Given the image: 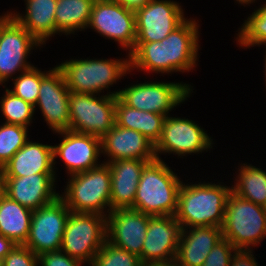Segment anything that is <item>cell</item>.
<instances>
[{
	"label": "cell",
	"instance_id": "7402d4cb",
	"mask_svg": "<svg viewBox=\"0 0 266 266\" xmlns=\"http://www.w3.org/2000/svg\"><path fill=\"white\" fill-rule=\"evenodd\" d=\"M222 238V228L219 227L182 229L174 262L178 266H202L207 255Z\"/></svg>",
	"mask_w": 266,
	"mask_h": 266
},
{
	"label": "cell",
	"instance_id": "7c38bea8",
	"mask_svg": "<svg viewBox=\"0 0 266 266\" xmlns=\"http://www.w3.org/2000/svg\"><path fill=\"white\" fill-rule=\"evenodd\" d=\"M213 140L207 132L188 118L165 117L160 139L154 145L156 159L163 160L161 154H175L178 157L200 154L210 150ZM160 154V155H159Z\"/></svg>",
	"mask_w": 266,
	"mask_h": 266
},
{
	"label": "cell",
	"instance_id": "f546056e",
	"mask_svg": "<svg viewBox=\"0 0 266 266\" xmlns=\"http://www.w3.org/2000/svg\"><path fill=\"white\" fill-rule=\"evenodd\" d=\"M5 94L1 97L0 109L5 117V123L29 127L34 118V106L14 95L6 86Z\"/></svg>",
	"mask_w": 266,
	"mask_h": 266
},
{
	"label": "cell",
	"instance_id": "f1b7e54d",
	"mask_svg": "<svg viewBox=\"0 0 266 266\" xmlns=\"http://www.w3.org/2000/svg\"><path fill=\"white\" fill-rule=\"evenodd\" d=\"M236 42L239 46L250 48L266 46V2L254 10L247 20L238 28Z\"/></svg>",
	"mask_w": 266,
	"mask_h": 266
},
{
	"label": "cell",
	"instance_id": "484cf974",
	"mask_svg": "<svg viewBox=\"0 0 266 266\" xmlns=\"http://www.w3.org/2000/svg\"><path fill=\"white\" fill-rule=\"evenodd\" d=\"M33 210L0 193V233L17 245H24L30 231Z\"/></svg>",
	"mask_w": 266,
	"mask_h": 266
},
{
	"label": "cell",
	"instance_id": "83f0119b",
	"mask_svg": "<svg viewBox=\"0 0 266 266\" xmlns=\"http://www.w3.org/2000/svg\"><path fill=\"white\" fill-rule=\"evenodd\" d=\"M232 185V192L255 204L266 203V172L252 164L241 163Z\"/></svg>",
	"mask_w": 266,
	"mask_h": 266
},
{
	"label": "cell",
	"instance_id": "7bdbcfd3",
	"mask_svg": "<svg viewBox=\"0 0 266 266\" xmlns=\"http://www.w3.org/2000/svg\"><path fill=\"white\" fill-rule=\"evenodd\" d=\"M265 53H266V50H265ZM265 56V58H264V62H265V64H264V67H265V70L263 71L264 72V76H265V78H266V54L264 55ZM265 83H266V79H265ZM266 86V85H265ZM266 88V87H265Z\"/></svg>",
	"mask_w": 266,
	"mask_h": 266
},
{
	"label": "cell",
	"instance_id": "8fae6325",
	"mask_svg": "<svg viewBox=\"0 0 266 266\" xmlns=\"http://www.w3.org/2000/svg\"><path fill=\"white\" fill-rule=\"evenodd\" d=\"M87 28L119 43L120 48L129 51L128 54L134 50L135 12L115 0H95Z\"/></svg>",
	"mask_w": 266,
	"mask_h": 266
},
{
	"label": "cell",
	"instance_id": "7a4b0ae2",
	"mask_svg": "<svg viewBox=\"0 0 266 266\" xmlns=\"http://www.w3.org/2000/svg\"><path fill=\"white\" fill-rule=\"evenodd\" d=\"M220 183L200 181L197 184H186L182 181L174 215L182 229L201 226L222 227L232 187Z\"/></svg>",
	"mask_w": 266,
	"mask_h": 266
},
{
	"label": "cell",
	"instance_id": "603a6c76",
	"mask_svg": "<svg viewBox=\"0 0 266 266\" xmlns=\"http://www.w3.org/2000/svg\"><path fill=\"white\" fill-rule=\"evenodd\" d=\"M33 174H56L53 146L30 139L3 167V177H23Z\"/></svg>",
	"mask_w": 266,
	"mask_h": 266
},
{
	"label": "cell",
	"instance_id": "e575fe53",
	"mask_svg": "<svg viewBox=\"0 0 266 266\" xmlns=\"http://www.w3.org/2000/svg\"><path fill=\"white\" fill-rule=\"evenodd\" d=\"M0 266H38V256L25 245H15Z\"/></svg>",
	"mask_w": 266,
	"mask_h": 266
},
{
	"label": "cell",
	"instance_id": "d590c367",
	"mask_svg": "<svg viewBox=\"0 0 266 266\" xmlns=\"http://www.w3.org/2000/svg\"><path fill=\"white\" fill-rule=\"evenodd\" d=\"M83 262L72 258L63 251L42 253L38 256V266H82Z\"/></svg>",
	"mask_w": 266,
	"mask_h": 266
},
{
	"label": "cell",
	"instance_id": "9c48e42d",
	"mask_svg": "<svg viewBox=\"0 0 266 266\" xmlns=\"http://www.w3.org/2000/svg\"><path fill=\"white\" fill-rule=\"evenodd\" d=\"M192 88L184 82L147 81L119 90L118 97L129 107L166 117L170 115V111L190 97L193 93Z\"/></svg>",
	"mask_w": 266,
	"mask_h": 266
},
{
	"label": "cell",
	"instance_id": "d6a6232c",
	"mask_svg": "<svg viewBox=\"0 0 266 266\" xmlns=\"http://www.w3.org/2000/svg\"><path fill=\"white\" fill-rule=\"evenodd\" d=\"M90 266H144L138 256L114 246L108 241L95 255Z\"/></svg>",
	"mask_w": 266,
	"mask_h": 266
},
{
	"label": "cell",
	"instance_id": "ab89813d",
	"mask_svg": "<svg viewBox=\"0 0 266 266\" xmlns=\"http://www.w3.org/2000/svg\"><path fill=\"white\" fill-rule=\"evenodd\" d=\"M236 1H237V3H239L241 5H244V7H245V5H249L251 3H255L256 0H236Z\"/></svg>",
	"mask_w": 266,
	"mask_h": 266
},
{
	"label": "cell",
	"instance_id": "f35d334b",
	"mask_svg": "<svg viewBox=\"0 0 266 266\" xmlns=\"http://www.w3.org/2000/svg\"><path fill=\"white\" fill-rule=\"evenodd\" d=\"M115 1L120 3L125 8L135 11L138 8L144 6L150 0H115Z\"/></svg>",
	"mask_w": 266,
	"mask_h": 266
},
{
	"label": "cell",
	"instance_id": "2e32d148",
	"mask_svg": "<svg viewBox=\"0 0 266 266\" xmlns=\"http://www.w3.org/2000/svg\"><path fill=\"white\" fill-rule=\"evenodd\" d=\"M70 90L62 72L53 67L41 80L39 96L34 106L40 109L43 118L53 133L70 130Z\"/></svg>",
	"mask_w": 266,
	"mask_h": 266
},
{
	"label": "cell",
	"instance_id": "44dd1931",
	"mask_svg": "<svg viewBox=\"0 0 266 266\" xmlns=\"http://www.w3.org/2000/svg\"><path fill=\"white\" fill-rule=\"evenodd\" d=\"M148 160H116L106 163L111 172V211L132 208L137 187Z\"/></svg>",
	"mask_w": 266,
	"mask_h": 266
},
{
	"label": "cell",
	"instance_id": "ac0fdd59",
	"mask_svg": "<svg viewBox=\"0 0 266 266\" xmlns=\"http://www.w3.org/2000/svg\"><path fill=\"white\" fill-rule=\"evenodd\" d=\"M150 215L132 208L112 210L106 216V241L141 260Z\"/></svg>",
	"mask_w": 266,
	"mask_h": 266
},
{
	"label": "cell",
	"instance_id": "30bf717a",
	"mask_svg": "<svg viewBox=\"0 0 266 266\" xmlns=\"http://www.w3.org/2000/svg\"><path fill=\"white\" fill-rule=\"evenodd\" d=\"M42 44L8 13L0 17V85L34 65L27 59Z\"/></svg>",
	"mask_w": 266,
	"mask_h": 266
},
{
	"label": "cell",
	"instance_id": "5b68a950",
	"mask_svg": "<svg viewBox=\"0 0 266 266\" xmlns=\"http://www.w3.org/2000/svg\"><path fill=\"white\" fill-rule=\"evenodd\" d=\"M69 177L59 197L71 212L103 216L111 212V172L106 163Z\"/></svg>",
	"mask_w": 266,
	"mask_h": 266
},
{
	"label": "cell",
	"instance_id": "6da1fadb",
	"mask_svg": "<svg viewBox=\"0 0 266 266\" xmlns=\"http://www.w3.org/2000/svg\"><path fill=\"white\" fill-rule=\"evenodd\" d=\"M199 22L186 19L160 42H135L130 55V72L172 74L190 72L197 66Z\"/></svg>",
	"mask_w": 266,
	"mask_h": 266
},
{
	"label": "cell",
	"instance_id": "cb8c5ba5",
	"mask_svg": "<svg viewBox=\"0 0 266 266\" xmlns=\"http://www.w3.org/2000/svg\"><path fill=\"white\" fill-rule=\"evenodd\" d=\"M25 14L17 12L7 13L42 45L59 32L56 30L55 9L57 0H24Z\"/></svg>",
	"mask_w": 266,
	"mask_h": 266
},
{
	"label": "cell",
	"instance_id": "8992f818",
	"mask_svg": "<svg viewBox=\"0 0 266 266\" xmlns=\"http://www.w3.org/2000/svg\"><path fill=\"white\" fill-rule=\"evenodd\" d=\"M221 228L223 238L236 249L251 250L266 239V212L263 206L231 192Z\"/></svg>",
	"mask_w": 266,
	"mask_h": 266
},
{
	"label": "cell",
	"instance_id": "b9f144b4",
	"mask_svg": "<svg viewBox=\"0 0 266 266\" xmlns=\"http://www.w3.org/2000/svg\"><path fill=\"white\" fill-rule=\"evenodd\" d=\"M148 266H178L175 262L173 263H168V264H153V265H148Z\"/></svg>",
	"mask_w": 266,
	"mask_h": 266
},
{
	"label": "cell",
	"instance_id": "5bb4252c",
	"mask_svg": "<svg viewBox=\"0 0 266 266\" xmlns=\"http://www.w3.org/2000/svg\"><path fill=\"white\" fill-rule=\"evenodd\" d=\"M134 12L135 42H160L187 19L182 6L173 0H150Z\"/></svg>",
	"mask_w": 266,
	"mask_h": 266
},
{
	"label": "cell",
	"instance_id": "836d02e7",
	"mask_svg": "<svg viewBox=\"0 0 266 266\" xmlns=\"http://www.w3.org/2000/svg\"><path fill=\"white\" fill-rule=\"evenodd\" d=\"M237 249L222 238L207 255L202 266H230L231 258Z\"/></svg>",
	"mask_w": 266,
	"mask_h": 266
},
{
	"label": "cell",
	"instance_id": "74e56055",
	"mask_svg": "<svg viewBox=\"0 0 266 266\" xmlns=\"http://www.w3.org/2000/svg\"><path fill=\"white\" fill-rule=\"evenodd\" d=\"M15 245L16 244L11 239L6 238L2 233H0V262L14 248Z\"/></svg>",
	"mask_w": 266,
	"mask_h": 266
},
{
	"label": "cell",
	"instance_id": "ffe728a7",
	"mask_svg": "<svg viewBox=\"0 0 266 266\" xmlns=\"http://www.w3.org/2000/svg\"><path fill=\"white\" fill-rule=\"evenodd\" d=\"M101 154L108 157L104 163L116 160L156 159L154 144L141 133L115 125L101 138Z\"/></svg>",
	"mask_w": 266,
	"mask_h": 266
},
{
	"label": "cell",
	"instance_id": "1f68e13d",
	"mask_svg": "<svg viewBox=\"0 0 266 266\" xmlns=\"http://www.w3.org/2000/svg\"><path fill=\"white\" fill-rule=\"evenodd\" d=\"M29 128L3 123L0 125V167L3 168L13 155L29 140Z\"/></svg>",
	"mask_w": 266,
	"mask_h": 266
},
{
	"label": "cell",
	"instance_id": "4316f807",
	"mask_svg": "<svg viewBox=\"0 0 266 266\" xmlns=\"http://www.w3.org/2000/svg\"><path fill=\"white\" fill-rule=\"evenodd\" d=\"M94 2L95 0H57L55 19L59 34L70 35L87 29Z\"/></svg>",
	"mask_w": 266,
	"mask_h": 266
},
{
	"label": "cell",
	"instance_id": "60d3db41",
	"mask_svg": "<svg viewBox=\"0 0 266 266\" xmlns=\"http://www.w3.org/2000/svg\"><path fill=\"white\" fill-rule=\"evenodd\" d=\"M2 185H3V168L0 167V193H2Z\"/></svg>",
	"mask_w": 266,
	"mask_h": 266
},
{
	"label": "cell",
	"instance_id": "4fadbf2b",
	"mask_svg": "<svg viewBox=\"0 0 266 266\" xmlns=\"http://www.w3.org/2000/svg\"><path fill=\"white\" fill-rule=\"evenodd\" d=\"M70 212L60 197L33 210L29 236L24 245L37 256L59 251Z\"/></svg>",
	"mask_w": 266,
	"mask_h": 266
},
{
	"label": "cell",
	"instance_id": "9a60e30c",
	"mask_svg": "<svg viewBox=\"0 0 266 266\" xmlns=\"http://www.w3.org/2000/svg\"><path fill=\"white\" fill-rule=\"evenodd\" d=\"M181 224L174 216H150L143 241L141 263L144 266L173 263L180 241Z\"/></svg>",
	"mask_w": 266,
	"mask_h": 266
},
{
	"label": "cell",
	"instance_id": "4dcf8cb0",
	"mask_svg": "<svg viewBox=\"0 0 266 266\" xmlns=\"http://www.w3.org/2000/svg\"><path fill=\"white\" fill-rule=\"evenodd\" d=\"M42 71L38 69L35 65L24 71L20 74L16 75L13 79L14 86L13 89H9L14 95L20 97L25 102L30 103L35 106L38 96H39V88L41 80L51 71Z\"/></svg>",
	"mask_w": 266,
	"mask_h": 266
},
{
	"label": "cell",
	"instance_id": "ee69618b",
	"mask_svg": "<svg viewBox=\"0 0 266 266\" xmlns=\"http://www.w3.org/2000/svg\"><path fill=\"white\" fill-rule=\"evenodd\" d=\"M263 208H264V211L266 212V203H265V205L263 206Z\"/></svg>",
	"mask_w": 266,
	"mask_h": 266
},
{
	"label": "cell",
	"instance_id": "277c9868",
	"mask_svg": "<svg viewBox=\"0 0 266 266\" xmlns=\"http://www.w3.org/2000/svg\"><path fill=\"white\" fill-rule=\"evenodd\" d=\"M126 57L115 60L75 58L56 66L70 92L99 95L130 73V55Z\"/></svg>",
	"mask_w": 266,
	"mask_h": 266
},
{
	"label": "cell",
	"instance_id": "ba28073f",
	"mask_svg": "<svg viewBox=\"0 0 266 266\" xmlns=\"http://www.w3.org/2000/svg\"><path fill=\"white\" fill-rule=\"evenodd\" d=\"M106 241V216L70 212L61 251L89 266Z\"/></svg>",
	"mask_w": 266,
	"mask_h": 266
},
{
	"label": "cell",
	"instance_id": "d4e9b609",
	"mask_svg": "<svg viewBox=\"0 0 266 266\" xmlns=\"http://www.w3.org/2000/svg\"><path fill=\"white\" fill-rule=\"evenodd\" d=\"M164 119V115L129 107L116 96L115 123L141 133L154 145L160 139Z\"/></svg>",
	"mask_w": 266,
	"mask_h": 266
},
{
	"label": "cell",
	"instance_id": "e0dca14e",
	"mask_svg": "<svg viewBox=\"0 0 266 266\" xmlns=\"http://www.w3.org/2000/svg\"><path fill=\"white\" fill-rule=\"evenodd\" d=\"M63 139L53 145L54 169L55 159L60 157L70 176L98 167L101 155V138L71 130L57 132ZM99 157V158H98Z\"/></svg>",
	"mask_w": 266,
	"mask_h": 266
},
{
	"label": "cell",
	"instance_id": "52a82bcc",
	"mask_svg": "<svg viewBox=\"0 0 266 266\" xmlns=\"http://www.w3.org/2000/svg\"><path fill=\"white\" fill-rule=\"evenodd\" d=\"M119 93L117 90L97 96L70 92V130L102 138L115 125L116 96Z\"/></svg>",
	"mask_w": 266,
	"mask_h": 266
},
{
	"label": "cell",
	"instance_id": "8d00e7d4",
	"mask_svg": "<svg viewBox=\"0 0 266 266\" xmlns=\"http://www.w3.org/2000/svg\"><path fill=\"white\" fill-rule=\"evenodd\" d=\"M253 250L237 249L230 261V266H258Z\"/></svg>",
	"mask_w": 266,
	"mask_h": 266
},
{
	"label": "cell",
	"instance_id": "d6986e66",
	"mask_svg": "<svg viewBox=\"0 0 266 266\" xmlns=\"http://www.w3.org/2000/svg\"><path fill=\"white\" fill-rule=\"evenodd\" d=\"M57 174H33L23 177H3L2 193L31 210H37L59 197Z\"/></svg>",
	"mask_w": 266,
	"mask_h": 266
},
{
	"label": "cell",
	"instance_id": "3957f363",
	"mask_svg": "<svg viewBox=\"0 0 266 266\" xmlns=\"http://www.w3.org/2000/svg\"><path fill=\"white\" fill-rule=\"evenodd\" d=\"M182 180L160 159L149 162L139 181L133 209L150 216H174Z\"/></svg>",
	"mask_w": 266,
	"mask_h": 266
}]
</instances>
